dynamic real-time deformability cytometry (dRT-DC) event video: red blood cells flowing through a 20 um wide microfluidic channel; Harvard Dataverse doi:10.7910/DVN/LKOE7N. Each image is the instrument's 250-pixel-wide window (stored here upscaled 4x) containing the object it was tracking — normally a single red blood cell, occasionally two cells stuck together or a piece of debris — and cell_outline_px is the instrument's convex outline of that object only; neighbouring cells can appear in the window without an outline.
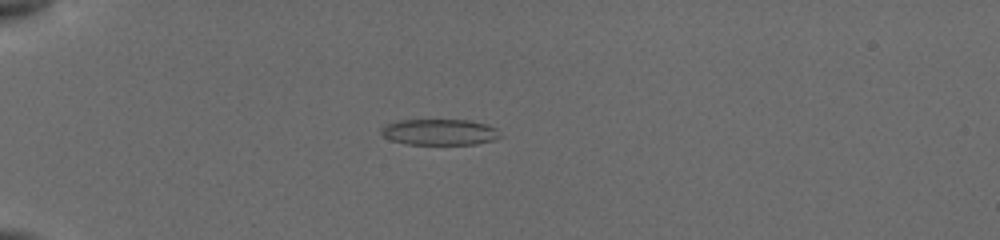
{"species": "common noctule bat (a hibernating species)", "species_latin": "Nyctalus noctula", "temperature_condition": "cold", "stored_images_in_passage": 67, "camera_frame_rate_fps": 3000, "um_per_image_px": 0.085, "animal": {"sex": "female", "body_mass_g": 19.5, "forearm_length_mm": 54.1}, "frame": {"image": 1, "passage_image": 15, "time_ms": 3.0, "image_size_px": [1000, 240], "cell_outline_px": [[500, 136], [492, 140], [476, 144], [404, 144], [392, 140], [384, 136], [380, 132], [380, 128], [396, 120], [468, 120], [488, 124], [496, 128]], "centroid_in_image_um": [37.34, 11.22], "position_along_channel_um": 47.7, "area_um2": 17.98}}
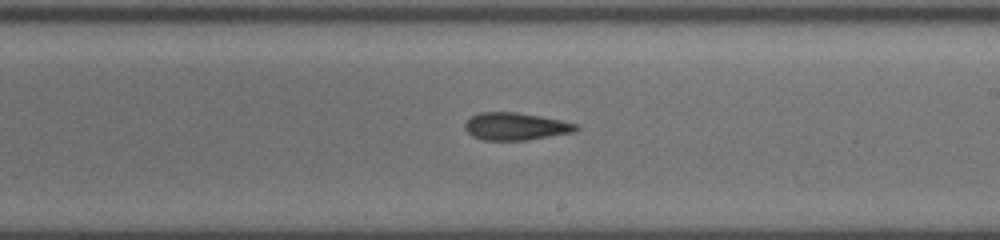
{"frame": {"image": 2, "passage_image": 32, "time_ms": 9.0, "image_size_px": [1000, 240], "cell_outline_px": [[580, 128], [572, 132], [528, 140], [484, 140], [472, 136], [464, 128], [464, 124], [472, 116], [480, 112], [516, 112], [540, 116], [560, 120], [576, 124]], "centroid_in_image_um": [43.8, 10.74], "position_along_channel_um": 245.2, "area_um2": 17.63}}
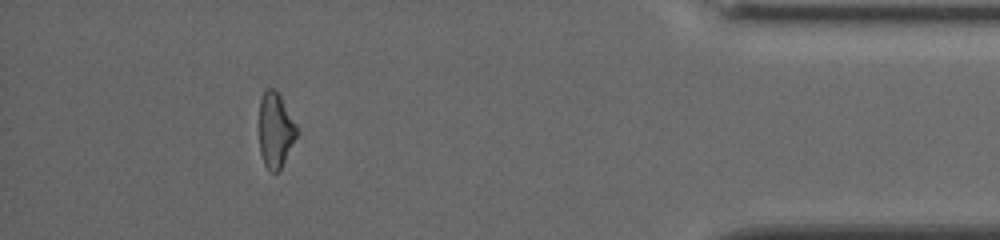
{"frame": {"image": 3, "passage_image": 58, "time_ms": 14.333, "image_size_px": [1000, 240], "cell_outline_px": [[300, 132], [280, 168], [276, 172], [268, 172], [264, 164], [260, 152], [260, 100], [264, 92], [268, 88], [276, 88], [296, 124]], "centroid_in_image_um": [23.43, 11.06], "position_along_channel_um": 411.8, "area_um2": 16.47}, "authors_computed_cell_mechanics": {"area_um2": 17.6868, "velocity_mm_per_s": 3.9051, "shape_relaxation_time_tau1_ms": 3.7763, "shape_relaxation_time_tau2_ms": 4.5553, "deformation_change_tau1": 0.1016, "deformation_change_tau2": 0.1586}}